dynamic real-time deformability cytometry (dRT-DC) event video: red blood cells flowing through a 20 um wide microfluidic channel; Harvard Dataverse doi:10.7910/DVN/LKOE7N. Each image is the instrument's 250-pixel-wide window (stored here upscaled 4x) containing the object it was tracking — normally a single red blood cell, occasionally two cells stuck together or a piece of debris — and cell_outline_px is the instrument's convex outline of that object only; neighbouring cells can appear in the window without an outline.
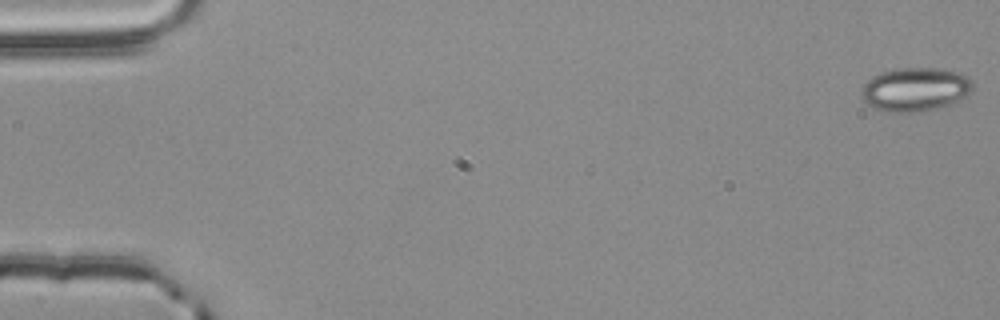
{"species": "common noctule bat (a hibernating species)", "species_latin": "Nyctalus noctula", "temperature_condition": "room temperature", "stored_images_in_passage": 56, "camera_frame_rate_fps": 3000, "um_per_image_px": 0.085, "animal": {"sex": "male", "body_mass_g": 20.4}, "frame": {"image": 1, "passage_image": 1, "time_ms": 0.0, "image_size_px": [1000, 320], "cell_outline_px": [[972, 88], [964, 96], [948, 104], [936, 108], [908, 112], [884, 112], [868, 104], [860, 96], [860, 92], [864, 84], [872, 76], [880, 72], [896, 68], [944, 68], [960, 72], [972, 84]], "centroid_in_image_um": [77.72, 7.57], "position_along_channel_um": 7.3, "area_um2": 28.03}}
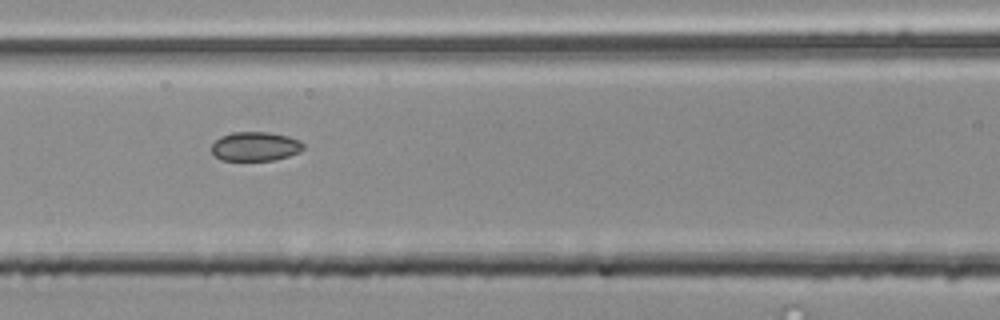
{"frame": {"image": 2, "passage_image": 25, "time_ms": 8.0, "image_size_px": [1000, 320], "cell_outline_px": [[304, 148], [300, 152], [276, 160], [220, 160], [212, 152], [212, 144], [220, 136], [232, 132], [268, 132], [288, 136], [300, 140], [304, 144]], "centroid_in_image_um": [21.72, 12.44], "position_along_channel_um": 144.9, "area_um2": 15.66}}
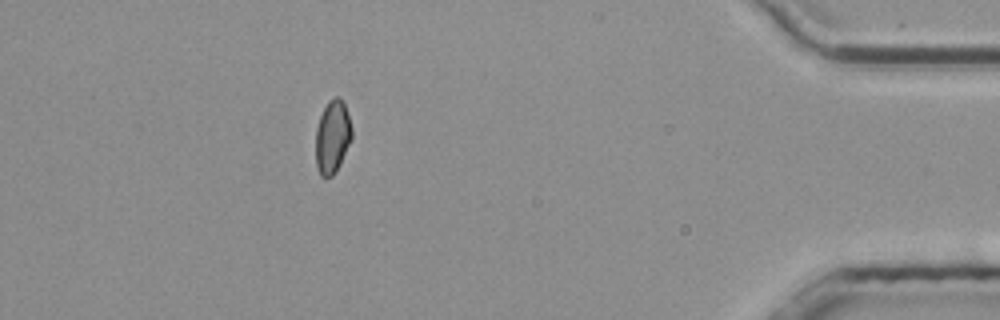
{"frame": {"image": 3, "passage_image": 50, "time_ms": 16.333, "image_size_px": [1000, 320], "cell_outline_px": [[352, 140], [340, 164], [332, 176], [320, 176], [316, 164], [316, 128], [320, 116], [328, 100], [336, 96], [340, 96], [344, 104], [352, 128]], "centroid_in_image_um": [28.26, 11.62], "position_along_channel_um": 406.9, "area_um2": 15.37}, "authors_computed_cell_mechanics": {"area_um2": 15.9239, "velocity_mm_per_s": 3.7971, "shape_relaxation_time_tau1_ms": 4.3275, "shape_relaxation_time_tau2_ms": 3.7859, "deformation_change_tau1": 0.0822, "deformation_change_tau2": 0.0453}}